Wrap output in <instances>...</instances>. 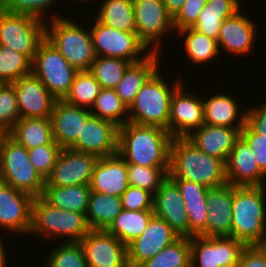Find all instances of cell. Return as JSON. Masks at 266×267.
<instances>
[{
  "instance_id": "obj_2",
  "label": "cell",
  "mask_w": 266,
  "mask_h": 267,
  "mask_svg": "<svg viewBox=\"0 0 266 267\" xmlns=\"http://www.w3.org/2000/svg\"><path fill=\"white\" fill-rule=\"evenodd\" d=\"M168 177L193 181L207 188L227 184L225 163L202 152L187 138H172Z\"/></svg>"
},
{
  "instance_id": "obj_38",
  "label": "cell",
  "mask_w": 266,
  "mask_h": 267,
  "mask_svg": "<svg viewBox=\"0 0 266 267\" xmlns=\"http://www.w3.org/2000/svg\"><path fill=\"white\" fill-rule=\"evenodd\" d=\"M138 267H191L190 238L179 237Z\"/></svg>"
},
{
  "instance_id": "obj_33",
  "label": "cell",
  "mask_w": 266,
  "mask_h": 267,
  "mask_svg": "<svg viewBox=\"0 0 266 267\" xmlns=\"http://www.w3.org/2000/svg\"><path fill=\"white\" fill-rule=\"evenodd\" d=\"M119 196L91 191L86 212L90 229L107 230L122 211Z\"/></svg>"
},
{
  "instance_id": "obj_6",
  "label": "cell",
  "mask_w": 266,
  "mask_h": 267,
  "mask_svg": "<svg viewBox=\"0 0 266 267\" xmlns=\"http://www.w3.org/2000/svg\"><path fill=\"white\" fill-rule=\"evenodd\" d=\"M90 230L85 214L60 209L50 205L41 196L34 197L28 235L49 240L50 237L54 240L66 237L67 243L79 242Z\"/></svg>"
},
{
  "instance_id": "obj_9",
  "label": "cell",
  "mask_w": 266,
  "mask_h": 267,
  "mask_svg": "<svg viewBox=\"0 0 266 267\" xmlns=\"http://www.w3.org/2000/svg\"><path fill=\"white\" fill-rule=\"evenodd\" d=\"M44 39L45 20L0 10V45L24 54L32 61Z\"/></svg>"
},
{
  "instance_id": "obj_16",
  "label": "cell",
  "mask_w": 266,
  "mask_h": 267,
  "mask_svg": "<svg viewBox=\"0 0 266 267\" xmlns=\"http://www.w3.org/2000/svg\"><path fill=\"white\" fill-rule=\"evenodd\" d=\"M34 197L0 181V229L20 236L31 228Z\"/></svg>"
},
{
  "instance_id": "obj_24",
  "label": "cell",
  "mask_w": 266,
  "mask_h": 267,
  "mask_svg": "<svg viewBox=\"0 0 266 267\" xmlns=\"http://www.w3.org/2000/svg\"><path fill=\"white\" fill-rule=\"evenodd\" d=\"M129 187L127 163L117 153L97 161L90 182L91 191L121 196Z\"/></svg>"
},
{
  "instance_id": "obj_19",
  "label": "cell",
  "mask_w": 266,
  "mask_h": 267,
  "mask_svg": "<svg viewBox=\"0 0 266 267\" xmlns=\"http://www.w3.org/2000/svg\"><path fill=\"white\" fill-rule=\"evenodd\" d=\"M118 130L113 123L90 115L71 149L92 153L99 158L115 155L118 152Z\"/></svg>"
},
{
  "instance_id": "obj_43",
  "label": "cell",
  "mask_w": 266,
  "mask_h": 267,
  "mask_svg": "<svg viewBox=\"0 0 266 267\" xmlns=\"http://www.w3.org/2000/svg\"><path fill=\"white\" fill-rule=\"evenodd\" d=\"M48 253L44 267H88L84 250L79 242L55 244Z\"/></svg>"
},
{
  "instance_id": "obj_25",
  "label": "cell",
  "mask_w": 266,
  "mask_h": 267,
  "mask_svg": "<svg viewBox=\"0 0 266 267\" xmlns=\"http://www.w3.org/2000/svg\"><path fill=\"white\" fill-rule=\"evenodd\" d=\"M233 185L209 188L206 237H231Z\"/></svg>"
},
{
  "instance_id": "obj_53",
  "label": "cell",
  "mask_w": 266,
  "mask_h": 267,
  "mask_svg": "<svg viewBox=\"0 0 266 267\" xmlns=\"http://www.w3.org/2000/svg\"><path fill=\"white\" fill-rule=\"evenodd\" d=\"M4 239L1 238L0 235V267H8V263L7 261H9L6 257H7V250L6 247L4 246ZM10 267V266H9Z\"/></svg>"
},
{
  "instance_id": "obj_12",
  "label": "cell",
  "mask_w": 266,
  "mask_h": 267,
  "mask_svg": "<svg viewBox=\"0 0 266 267\" xmlns=\"http://www.w3.org/2000/svg\"><path fill=\"white\" fill-rule=\"evenodd\" d=\"M247 245L233 237L190 238L191 267H235Z\"/></svg>"
},
{
  "instance_id": "obj_27",
  "label": "cell",
  "mask_w": 266,
  "mask_h": 267,
  "mask_svg": "<svg viewBox=\"0 0 266 267\" xmlns=\"http://www.w3.org/2000/svg\"><path fill=\"white\" fill-rule=\"evenodd\" d=\"M180 190L189 218L190 238L206 237L208 189L206 186L185 179H171Z\"/></svg>"
},
{
  "instance_id": "obj_34",
  "label": "cell",
  "mask_w": 266,
  "mask_h": 267,
  "mask_svg": "<svg viewBox=\"0 0 266 267\" xmlns=\"http://www.w3.org/2000/svg\"><path fill=\"white\" fill-rule=\"evenodd\" d=\"M103 2V3H102ZM94 17L100 23L124 32H136L133 0H102Z\"/></svg>"
},
{
  "instance_id": "obj_4",
  "label": "cell",
  "mask_w": 266,
  "mask_h": 267,
  "mask_svg": "<svg viewBox=\"0 0 266 267\" xmlns=\"http://www.w3.org/2000/svg\"><path fill=\"white\" fill-rule=\"evenodd\" d=\"M160 71L158 68L138 91L128 108V121L168 131L172 95L184 79L179 75L169 84Z\"/></svg>"
},
{
  "instance_id": "obj_37",
  "label": "cell",
  "mask_w": 266,
  "mask_h": 267,
  "mask_svg": "<svg viewBox=\"0 0 266 267\" xmlns=\"http://www.w3.org/2000/svg\"><path fill=\"white\" fill-rule=\"evenodd\" d=\"M89 111L91 115L107 120L117 127L128 122V108L119 98L115 89L101 88Z\"/></svg>"
},
{
  "instance_id": "obj_3",
  "label": "cell",
  "mask_w": 266,
  "mask_h": 267,
  "mask_svg": "<svg viewBox=\"0 0 266 267\" xmlns=\"http://www.w3.org/2000/svg\"><path fill=\"white\" fill-rule=\"evenodd\" d=\"M265 186H233L231 237L247 246L266 245Z\"/></svg>"
},
{
  "instance_id": "obj_45",
  "label": "cell",
  "mask_w": 266,
  "mask_h": 267,
  "mask_svg": "<svg viewBox=\"0 0 266 267\" xmlns=\"http://www.w3.org/2000/svg\"><path fill=\"white\" fill-rule=\"evenodd\" d=\"M61 149L58 144H46L27 150L30 163L45 181L50 176Z\"/></svg>"
},
{
  "instance_id": "obj_50",
  "label": "cell",
  "mask_w": 266,
  "mask_h": 267,
  "mask_svg": "<svg viewBox=\"0 0 266 267\" xmlns=\"http://www.w3.org/2000/svg\"><path fill=\"white\" fill-rule=\"evenodd\" d=\"M235 267H266V245L247 246Z\"/></svg>"
},
{
  "instance_id": "obj_41",
  "label": "cell",
  "mask_w": 266,
  "mask_h": 267,
  "mask_svg": "<svg viewBox=\"0 0 266 267\" xmlns=\"http://www.w3.org/2000/svg\"><path fill=\"white\" fill-rule=\"evenodd\" d=\"M32 61L8 47L0 45V84L13 83L31 73Z\"/></svg>"
},
{
  "instance_id": "obj_30",
  "label": "cell",
  "mask_w": 266,
  "mask_h": 267,
  "mask_svg": "<svg viewBox=\"0 0 266 267\" xmlns=\"http://www.w3.org/2000/svg\"><path fill=\"white\" fill-rule=\"evenodd\" d=\"M242 5L239 0H207L191 28L217 40L223 21L235 15Z\"/></svg>"
},
{
  "instance_id": "obj_40",
  "label": "cell",
  "mask_w": 266,
  "mask_h": 267,
  "mask_svg": "<svg viewBox=\"0 0 266 267\" xmlns=\"http://www.w3.org/2000/svg\"><path fill=\"white\" fill-rule=\"evenodd\" d=\"M100 90L101 85L89 71H79L63 100L69 104L90 109Z\"/></svg>"
},
{
  "instance_id": "obj_54",
  "label": "cell",
  "mask_w": 266,
  "mask_h": 267,
  "mask_svg": "<svg viewBox=\"0 0 266 267\" xmlns=\"http://www.w3.org/2000/svg\"><path fill=\"white\" fill-rule=\"evenodd\" d=\"M77 1H78V2H84V3H86V2H87V3L90 2V5H92L91 3L94 2L95 0H94V1H92V0H77Z\"/></svg>"
},
{
  "instance_id": "obj_14",
  "label": "cell",
  "mask_w": 266,
  "mask_h": 267,
  "mask_svg": "<svg viewBox=\"0 0 266 267\" xmlns=\"http://www.w3.org/2000/svg\"><path fill=\"white\" fill-rule=\"evenodd\" d=\"M99 157L71 148L61 149L45 186H74L90 184Z\"/></svg>"
},
{
  "instance_id": "obj_51",
  "label": "cell",
  "mask_w": 266,
  "mask_h": 267,
  "mask_svg": "<svg viewBox=\"0 0 266 267\" xmlns=\"http://www.w3.org/2000/svg\"><path fill=\"white\" fill-rule=\"evenodd\" d=\"M259 106L246 109V124L257 134L266 136V99Z\"/></svg>"
},
{
  "instance_id": "obj_44",
  "label": "cell",
  "mask_w": 266,
  "mask_h": 267,
  "mask_svg": "<svg viewBox=\"0 0 266 267\" xmlns=\"http://www.w3.org/2000/svg\"><path fill=\"white\" fill-rule=\"evenodd\" d=\"M20 119L17 99L12 84H0V132L7 134Z\"/></svg>"
},
{
  "instance_id": "obj_52",
  "label": "cell",
  "mask_w": 266,
  "mask_h": 267,
  "mask_svg": "<svg viewBox=\"0 0 266 267\" xmlns=\"http://www.w3.org/2000/svg\"><path fill=\"white\" fill-rule=\"evenodd\" d=\"M162 2L169 14L174 17L185 3V0H162Z\"/></svg>"
},
{
  "instance_id": "obj_11",
  "label": "cell",
  "mask_w": 266,
  "mask_h": 267,
  "mask_svg": "<svg viewBox=\"0 0 266 267\" xmlns=\"http://www.w3.org/2000/svg\"><path fill=\"white\" fill-rule=\"evenodd\" d=\"M136 33L151 52H160L162 39L175 31L173 17L162 0H133Z\"/></svg>"
},
{
  "instance_id": "obj_46",
  "label": "cell",
  "mask_w": 266,
  "mask_h": 267,
  "mask_svg": "<svg viewBox=\"0 0 266 267\" xmlns=\"http://www.w3.org/2000/svg\"><path fill=\"white\" fill-rule=\"evenodd\" d=\"M58 0H0V10L10 13L30 14L46 19L50 7L56 5Z\"/></svg>"
},
{
  "instance_id": "obj_49",
  "label": "cell",
  "mask_w": 266,
  "mask_h": 267,
  "mask_svg": "<svg viewBox=\"0 0 266 267\" xmlns=\"http://www.w3.org/2000/svg\"><path fill=\"white\" fill-rule=\"evenodd\" d=\"M240 136L248 143L258 167L266 175V136L255 133L247 124Z\"/></svg>"
},
{
  "instance_id": "obj_15",
  "label": "cell",
  "mask_w": 266,
  "mask_h": 267,
  "mask_svg": "<svg viewBox=\"0 0 266 267\" xmlns=\"http://www.w3.org/2000/svg\"><path fill=\"white\" fill-rule=\"evenodd\" d=\"M79 243L88 267H129L127 246L107 230L91 229Z\"/></svg>"
},
{
  "instance_id": "obj_32",
  "label": "cell",
  "mask_w": 266,
  "mask_h": 267,
  "mask_svg": "<svg viewBox=\"0 0 266 267\" xmlns=\"http://www.w3.org/2000/svg\"><path fill=\"white\" fill-rule=\"evenodd\" d=\"M90 194V184L44 186L41 197L54 207L86 215Z\"/></svg>"
},
{
  "instance_id": "obj_42",
  "label": "cell",
  "mask_w": 266,
  "mask_h": 267,
  "mask_svg": "<svg viewBox=\"0 0 266 267\" xmlns=\"http://www.w3.org/2000/svg\"><path fill=\"white\" fill-rule=\"evenodd\" d=\"M129 185L149 191L153 195L168 178L169 167H145L127 164Z\"/></svg>"
},
{
  "instance_id": "obj_28",
  "label": "cell",
  "mask_w": 266,
  "mask_h": 267,
  "mask_svg": "<svg viewBox=\"0 0 266 267\" xmlns=\"http://www.w3.org/2000/svg\"><path fill=\"white\" fill-rule=\"evenodd\" d=\"M237 102L227 93L219 92L210 98L206 97L203 100L204 124L242 129L246 124L247 111H242Z\"/></svg>"
},
{
  "instance_id": "obj_1",
  "label": "cell",
  "mask_w": 266,
  "mask_h": 267,
  "mask_svg": "<svg viewBox=\"0 0 266 267\" xmlns=\"http://www.w3.org/2000/svg\"><path fill=\"white\" fill-rule=\"evenodd\" d=\"M169 131L128 121L118 130V154L127 164L145 167H169Z\"/></svg>"
},
{
  "instance_id": "obj_26",
  "label": "cell",
  "mask_w": 266,
  "mask_h": 267,
  "mask_svg": "<svg viewBox=\"0 0 266 267\" xmlns=\"http://www.w3.org/2000/svg\"><path fill=\"white\" fill-rule=\"evenodd\" d=\"M241 130L204 124L186 138L202 152L225 163L236 140L240 137Z\"/></svg>"
},
{
  "instance_id": "obj_31",
  "label": "cell",
  "mask_w": 266,
  "mask_h": 267,
  "mask_svg": "<svg viewBox=\"0 0 266 267\" xmlns=\"http://www.w3.org/2000/svg\"><path fill=\"white\" fill-rule=\"evenodd\" d=\"M27 150L46 144H57L50 118H20L7 133Z\"/></svg>"
},
{
  "instance_id": "obj_29",
  "label": "cell",
  "mask_w": 266,
  "mask_h": 267,
  "mask_svg": "<svg viewBox=\"0 0 266 267\" xmlns=\"http://www.w3.org/2000/svg\"><path fill=\"white\" fill-rule=\"evenodd\" d=\"M162 55L159 52H150L143 60L132 63L124 76L114 88L123 103L129 108L133 103L138 91L149 77L160 67ZM160 60V61H159Z\"/></svg>"
},
{
  "instance_id": "obj_22",
  "label": "cell",
  "mask_w": 266,
  "mask_h": 267,
  "mask_svg": "<svg viewBox=\"0 0 266 267\" xmlns=\"http://www.w3.org/2000/svg\"><path fill=\"white\" fill-rule=\"evenodd\" d=\"M255 160L248 143L240 136L225 162L227 183L235 187L266 186V175Z\"/></svg>"
},
{
  "instance_id": "obj_35",
  "label": "cell",
  "mask_w": 266,
  "mask_h": 267,
  "mask_svg": "<svg viewBox=\"0 0 266 267\" xmlns=\"http://www.w3.org/2000/svg\"><path fill=\"white\" fill-rule=\"evenodd\" d=\"M184 42V51L189 62L193 64L201 65L214 62L215 58L218 60L220 50L218 47V42L215 39L208 37L207 35L195 31L192 28H185L176 32Z\"/></svg>"
},
{
  "instance_id": "obj_20",
  "label": "cell",
  "mask_w": 266,
  "mask_h": 267,
  "mask_svg": "<svg viewBox=\"0 0 266 267\" xmlns=\"http://www.w3.org/2000/svg\"><path fill=\"white\" fill-rule=\"evenodd\" d=\"M153 212L166 221L179 237L190 238L189 218L182 194L169 177L154 194Z\"/></svg>"
},
{
  "instance_id": "obj_17",
  "label": "cell",
  "mask_w": 266,
  "mask_h": 267,
  "mask_svg": "<svg viewBox=\"0 0 266 267\" xmlns=\"http://www.w3.org/2000/svg\"><path fill=\"white\" fill-rule=\"evenodd\" d=\"M178 238L179 236L166 221L153 215L141 236L127 245L129 267H138Z\"/></svg>"
},
{
  "instance_id": "obj_39",
  "label": "cell",
  "mask_w": 266,
  "mask_h": 267,
  "mask_svg": "<svg viewBox=\"0 0 266 267\" xmlns=\"http://www.w3.org/2000/svg\"><path fill=\"white\" fill-rule=\"evenodd\" d=\"M132 63L114 57L96 56L89 72L95 77L101 88L114 89Z\"/></svg>"
},
{
  "instance_id": "obj_23",
  "label": "cell",
  "mask_w": 266,
  "mask_h": 267,
  "mask_svg": "<svg viewBox=\"0 0 266 267\" xmlns=\"http://www.w3.org/2000/svg\"><path fill=\"white\" fill-rule=\"evenodd\" d=\"M89 109L57 100L50 116L54 141L62 148H71L78 139Z\"/></svg>"
},
{
  "instance_id": "obj_13",
  "label": "cell",
  "mask_w": 266,
  "mask_h": 267,
  "mask_svg": "<svg viewBox=\"0 0 266 267\" xmlns=\"http://www.w3.org/2000/svg\"><path fill=\"white\" fill-rule=\"evenodd\" d=\"M184 89L182 83L171 99L168 131L172 138H186L204 125L203 99L196 92Z\"/></svg>"
},
{
  "instance_id": "obj_5",
  "label": "cell",
  "mask_w": 266,
  "mask_h": 267,
  "mask_svg": "<svg viewBox=\"0 0 266 267\" xmlns=\"http://www.w3.org/2000/svg\"><path fill=\"white\" fill-rule=\"evenodd\" d=\"M49 16L52 17L45 21V38L71 66L78 71H89L96 58L90 30L58 11Z\"/></svg>"
},
{
  "instance_id": "obj_36",
  "label": "cell",
  "mask_w": 266,
  "mask_h": 267,
  "mask_svg": "<svg viewBox=\"0 0 266 267\" xmlns=\"http://www.w3.org/2000/svg\"><path fill=\"white\" fill-rule=\"evenodd\" d=\"M153 215V210L134 211L122 209L107 231L127 246L141 236Z\"/></svg>"
},
{
  "instance_id": "obj_48",
  "label": "cell",
  "mask_w": 266,
  "mask_h": 267,
  "mask_svg": "<svg viewBox=\"0 0 266 267\" xmlns=\"http://www.w3.org/2000/svg\"><path fill=\"white\" fill-rule=\"evenodd\" d=\"M206 3L207 0H185L178 13L173 17L175 33L185 28H191Z\"/></svg>"
},
{
  "instance_id": "obj_10",
  "label": "cell",
  "mask_w": 266,
  "mask_h": 267,
  "mask_svg": "<svg viewBox=\"0 0 266 267\" xmlns=\"http://www.w3.org/2000/svg\"><path fill=\"white\" fill-rule=\"evenodd\" d=\"M94 22L89 25V28L91 27L89 30L96 56L120 58L136 63L151 52L138 38L136 32H124L106 26L97 19Z\"/></svg>"
},
{
  "instance_id": "obj_47",
  "label": "cell",
  "mask_w": 266,
  "mask_h": 267,
  "mask_svg": "<svg viewBox=\"0 0 266 267\" xmlns=\"http://www.w3.org/2000/svg\"><path fill=\"white\" fill-rule=\"evenodd\" d=\"M120 199L125 210H153L154 195L139 187L129 185Z\"/></svg>"
},
{
  "instance_id": "obj_21",
  "label": "cell",
  "mask_w": 266,
  "mask_h": 267,
  "mask_svg": "<svg viewBox=\"0 0 266 267\" xmlns=\"http://www.w3.org/2000/svg\"><path fill=\"white\" fill-rule=\"evenodd\" d=\"M256 24L240 9L235 15L223 21L218 35V47L222 50L242 57L253 52L256 41Z\"/></svg>"
},
{
  "instance_id": "obj_18",
  "label": "cell",
  "mask_w": 266,
  "mask_h": 267,
  "mask_svg": "<svg viewBox=\"0 0 266 267\" xmlns=\"http://www.w3.org/2000/svg\"><path fill=\"white\" fill-rule=\"evenodd\" d=\"M20 118H50L57 99L32 73L11 83Z\"/></svg>"
},
{
  "instance_id": "obj_7",
  "label": "cell",
  "mask_w": 266,
  "mask_h": 267,
  "mask_svg": "<svg viewBox=\"0 0 266 267\" xmlns=\"http://www.w3.org/2000/svg\"><path fill=\"white\" fill-rule=\"evenodd\" d=\"M0 181L33 197L41 196L45 186L30 163L27 149L8 134L0 136Z\"/></svg>"
},
{
  "instance_id": "obj_8",
  "label": "cell",
  "mask_w": 266,
  "mask_h": 267,
  "mask_svg": "<svg viewBox=\"0 0 266 267\" xmlns=\"http://www.w3.org/2000/svg\"><path fill=\"white\" fill-rule=\"evenodd\" d=\"M79 71L45 38L31 63L35 75L57 99L63 100Z\"/></svg>"
}]
</instances>
